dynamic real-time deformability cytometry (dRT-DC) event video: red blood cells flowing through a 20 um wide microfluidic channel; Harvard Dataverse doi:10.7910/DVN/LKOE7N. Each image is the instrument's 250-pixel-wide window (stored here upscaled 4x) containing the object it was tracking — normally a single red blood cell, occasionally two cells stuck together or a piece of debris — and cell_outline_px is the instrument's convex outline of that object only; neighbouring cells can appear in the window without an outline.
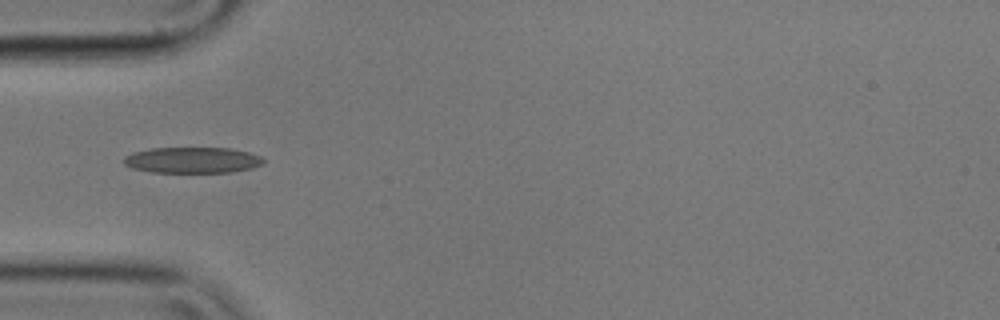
{"species": "common noctule bat (a hibernating species)", "species_latin": "Nyctalus noctula", "temperature_condition": "cold", "stored_images_in_passage": 6, "camera_frame_rate_fps": 3000, "um_per_image_px": 0.085, "animal": {"sex": "male", "body_mass_g": 17.9}, "frame": {"image": 1, "passage_image": 3, "time_ms": 0.667, "image_size_px": [1000, 320], "cell_outline_px": [[264, 164], [252, 168], [232, 172], [152, 172], [132, 168], [124, 164], [124, 156], [132, 152], [152, 148], [228, 148], [248, 152], [264, 156]], "centroid_in_image_um": [16.38, 13.61], "position_along_channel_um": 68.6, "area_um2": 21.21}}
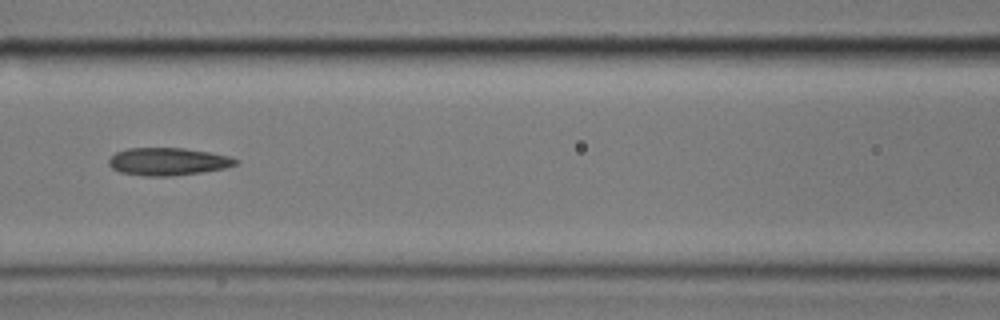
{"frame": {"image": 2, "passage_image": 5, "time_ms": 1.333, "image_size_px": [1000, 320], "cell_outline_px": [[240, 160], [236, 164], [224, 168], [200, 172], [172, 176], [144, 176], [120, 172], [112, 168], [108, 164], [108, 160], [116, 152], [128, 148], [184, 148], [208, 152], [228, 156]], "centroid_in_image_um": [14.25, 13.73], "position_along_channel_um": 152.4, "area_um2": 20.29}}
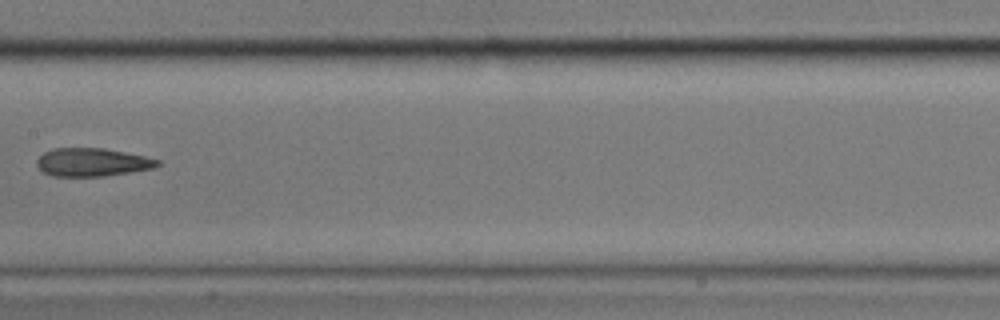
{"frame": {"image": 3, "passage_image": 6, "time_ms": 1.667, "image_size_px": [1000, 320], "cell_outline_px": [[160, 164], [156, 168], [104, 176], [52, 176], [44, 172], [36, 164], [36, 160], [44, 152], [52, 148], [104, 148], [144, 156], [160, 160]], "centroid_in_image_um": [7.84, 13.79], "position_along_channel_um": 199.6, "area_um2": 19.83}}